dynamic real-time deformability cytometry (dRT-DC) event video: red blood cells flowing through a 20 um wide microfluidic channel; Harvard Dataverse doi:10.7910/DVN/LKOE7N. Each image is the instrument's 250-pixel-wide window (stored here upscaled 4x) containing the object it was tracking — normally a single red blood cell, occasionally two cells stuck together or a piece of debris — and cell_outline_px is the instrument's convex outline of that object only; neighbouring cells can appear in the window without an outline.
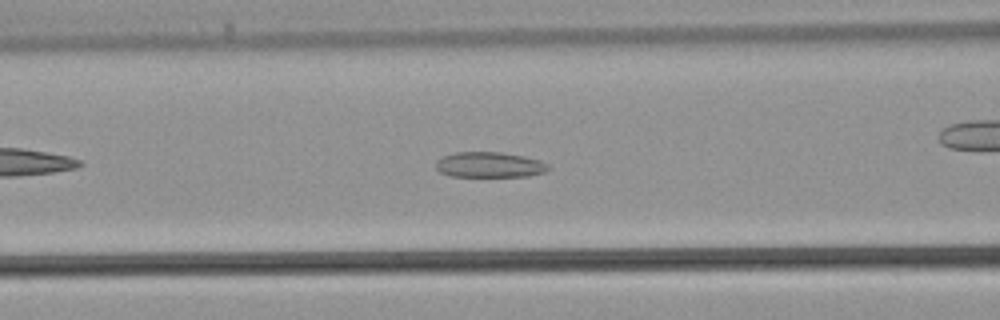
{"species": "common noctule bat (a hibernating species)", "species_latin": "Nyctalus noctula", "temperature_condition": "warm", "stored_images_in_passage": 37, "camera_frame_rate_fps": 3000, "um_per_image_px": 0.085, "animal": {"sex": "male", "body_mass_g": 21.5, "forearm_length_mm": 52.0}, "frame": {"image": 1, "passage_image": 11, "time_ms": 3.333, "image_size_px": [1000, 320], "cell_outline_px": [[548, 168], [544, 172], [528, 176], [452, 176], [440, 172], [436, 168], [436, 160], [444, 156], [456, 152], [500, 152], [524, 156], [540, 160], [548, 164]], "centroid_in_image_um": [41.6, 14.0], "position_along_channel_um": 125.0, "area_um2": 16.53}}
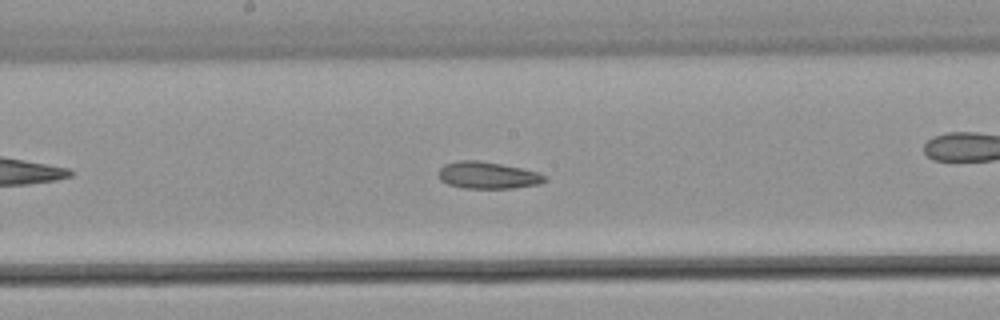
{"frame": {"image": 2, "passage_image": 16, "time_ms": 5.0, "image_size_px": [1000, 320], "cell_outline_px": [[548, 180], [540, 184], [512, 188], [464, 188], [448, 184], [440, 180], [440, 168], [444, 164], [460, 160], [480, 160], [540, 172], [548, 176]], "centroid_in_image_um": [41.51, 14.9], "position_along_channel_um": 206.7, "area_um2": 16.7}}